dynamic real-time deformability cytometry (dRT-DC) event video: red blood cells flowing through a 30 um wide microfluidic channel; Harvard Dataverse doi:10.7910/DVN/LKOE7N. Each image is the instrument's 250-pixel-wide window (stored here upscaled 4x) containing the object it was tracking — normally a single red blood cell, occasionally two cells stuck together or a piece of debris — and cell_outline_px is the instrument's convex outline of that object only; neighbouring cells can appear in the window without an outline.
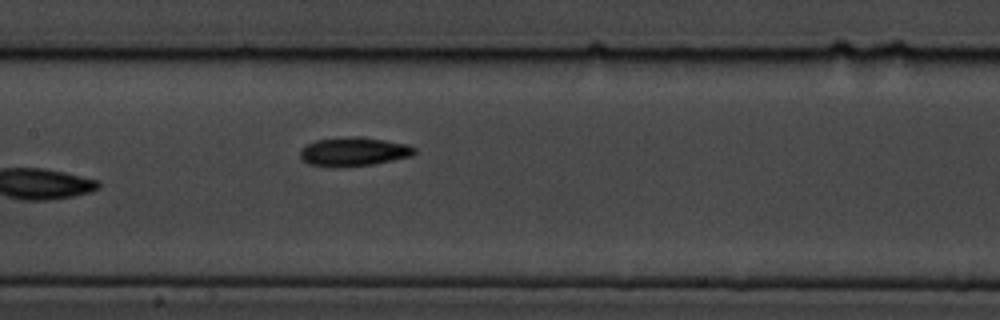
{"species": "common noctule bat (a hibernating species)", "species_latin": "Nyctalus noctula", "temperature_condition": "cold", "stored_images_in_passage": 7, "camera_frame_rate_fps": 3000, "um_per_image_px": 0.085, "animal": {"sex": "male", "body_mass_g": 19.5, "forearm_length_mm": 54.6}, "frame": {"image": 1, "passage_image": 7, "time_ms": 7.0, "image_size_px": [1000, 320], "cell_outline_px": [[416, 152], [412, 156], [372, 164], [308, 164], [300, 160], [300, 148], [316, 140], [356, 136], [384, 140], [408, 144], [416, 148]], "centroid_in_image_um": [30.1, 12.85], "position_along_channel_um": 177.3, "area_um2": 18.38}}